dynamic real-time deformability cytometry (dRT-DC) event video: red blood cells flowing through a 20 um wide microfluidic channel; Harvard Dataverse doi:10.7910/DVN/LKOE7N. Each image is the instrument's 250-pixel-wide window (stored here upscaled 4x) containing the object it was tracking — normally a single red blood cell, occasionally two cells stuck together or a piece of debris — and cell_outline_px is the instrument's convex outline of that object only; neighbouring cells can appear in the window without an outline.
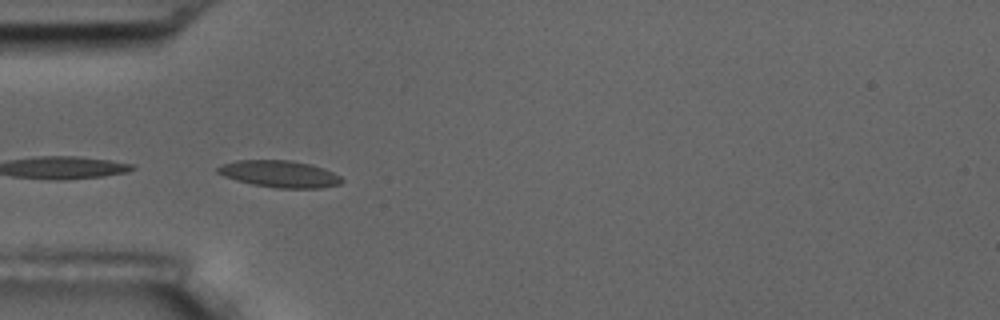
{"species": "common noctule bat (a hibernating species)", "species_latin": "Nyctalus noctula", "temperature_condition": "room temperature", "stored_images_in_passage": 56, "camera_frame_rate_fps": 3000, "um_per_image_px": 0.085, "animal": {"sex": "male", "body_mass_g": 17.5, "forearm_length_mm": 52.3}, "frame": {"image": 1, "passage_image": 17, "time_ms": 5.333, "image_size_px": [1000, 320], "cell_outline_px": [[344, 180], [340, 184], [320, 188], [276, 188], [252, 184], [236, 180], [224, 176], [216, 172], [216, 168], [220, 164], [236, 160], [292, 160], [312, 164], [324, 168], [340, 176]], "centroid_in_image_um": [23.75, 14.78], "position_along_channel_um": 61.2, "area_um2": 19.59}, "authors_computed_cell_mechanics": {"area_um2": 18.0047, "velocity_mm_per_s": 3.5353, "shape_relaxation_time_tau1_ms": 5.7114, "shape_relaxation_time_tau2_ms": 10.7531, "deformation_change_tau1": 0.1797, "deformation_change_tau2": 0.2128}}